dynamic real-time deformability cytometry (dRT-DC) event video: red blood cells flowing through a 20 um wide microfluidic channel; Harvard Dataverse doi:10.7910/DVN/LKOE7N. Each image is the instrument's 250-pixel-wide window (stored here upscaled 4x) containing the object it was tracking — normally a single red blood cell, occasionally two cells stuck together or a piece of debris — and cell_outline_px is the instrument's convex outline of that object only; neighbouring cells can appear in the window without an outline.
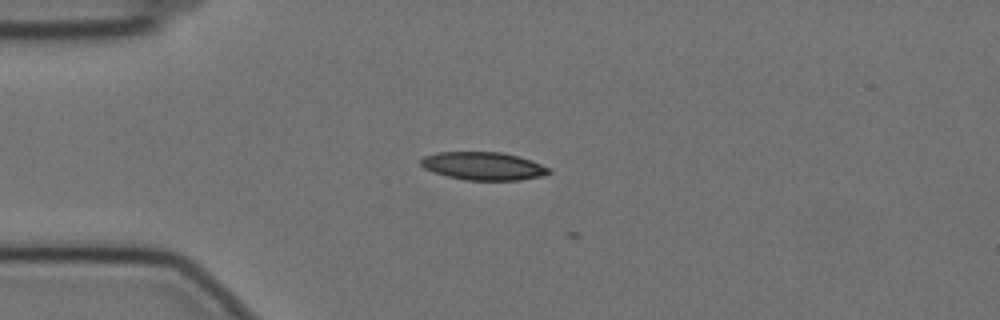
{"species": "Egyptian fruit bat (a non-hibernating species)", "species_latin": "Rousettus aegyptiacus", "temperature_condition": "cold", "stored_images_in_passage": 4, "camera_frame_rate_fps": 3000, "um_per_image_px": 0.085, "animal": {"sex": "female"}, "frame": {"image": 1, "passage_image": 2, "time_ms": 0.333, "image_size_px": [1000, 320], "cell_outline_px": [[552, 172], [540, 176], [520, 180], [464, 180], [432, 172], [424, 168], [420, 164], [420, 160], [424, 156], [440, 152], [500, 152], [520, 156], [532, 160], [552, 168]], "centroid_in_image_um": [41.11, 14.11], "position_along_channel_um": 43.9, "area_um2": 21.04}}